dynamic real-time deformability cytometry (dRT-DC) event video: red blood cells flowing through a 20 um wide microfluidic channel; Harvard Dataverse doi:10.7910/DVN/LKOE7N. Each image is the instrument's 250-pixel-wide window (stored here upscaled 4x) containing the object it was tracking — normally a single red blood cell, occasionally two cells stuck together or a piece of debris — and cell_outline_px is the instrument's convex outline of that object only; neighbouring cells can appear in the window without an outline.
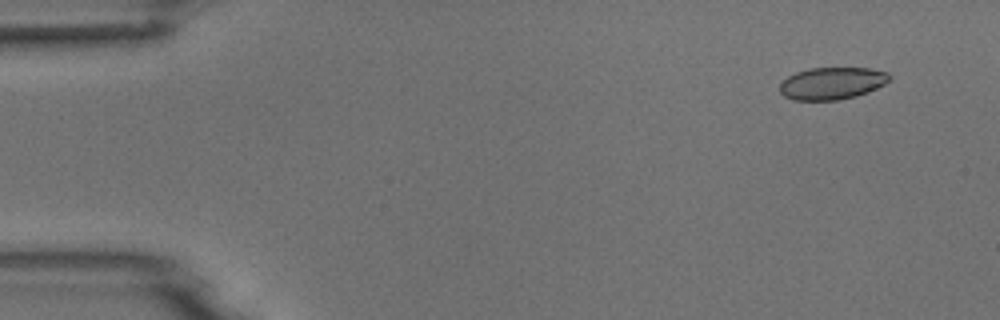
{"species": "common noctule bat (a hibernating species)", "species_latin": "Nyctalus noctula", "temperature_condition": "room temperature", "stored_images_in_passage": 4, "camera_frame_rate_fps": 3000, "um_per_image_px": 0.085, "animal": {"sex": "male", "body_mass_g": 18.8}, "frame": {"image": 1, "passage_image": 1, "time_ms": 0.0, "image_size_px": [1000, 320], "cell_outline_px": [[892, 76], [884, 84], [868, 92], [856, 96], [836, 100], [792, 100], [784, 96], [780, 92], [780, 84], [788, 76], [796, 72], [808, 68], [872, 68], [888, 72]], "centroid_in_image_um": [70.72, 7.07], "position_along_channel_um": 14.3, "area_um2": 20.63}}
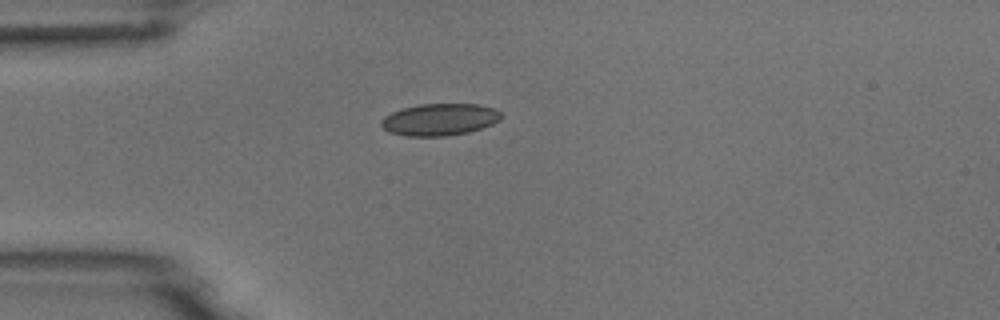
{"frame": {"image": 2, "passage_image": 3, "time_ms": 3.333, "image_size_px": [1000, 320], "cell_outline_px": [[500, 120], [492, 124], [468, 132], [448, 136], [404, 136], [388, 132], [380, 124], [380, 120], [384, 116], [400, 108], [420, 104], [476, 104], [492, 108], [500, 112]], "centroid_in_image_um": [37.31, 10.16], "position_along_channel_um": 47.7, "area_um2": 22.37}}